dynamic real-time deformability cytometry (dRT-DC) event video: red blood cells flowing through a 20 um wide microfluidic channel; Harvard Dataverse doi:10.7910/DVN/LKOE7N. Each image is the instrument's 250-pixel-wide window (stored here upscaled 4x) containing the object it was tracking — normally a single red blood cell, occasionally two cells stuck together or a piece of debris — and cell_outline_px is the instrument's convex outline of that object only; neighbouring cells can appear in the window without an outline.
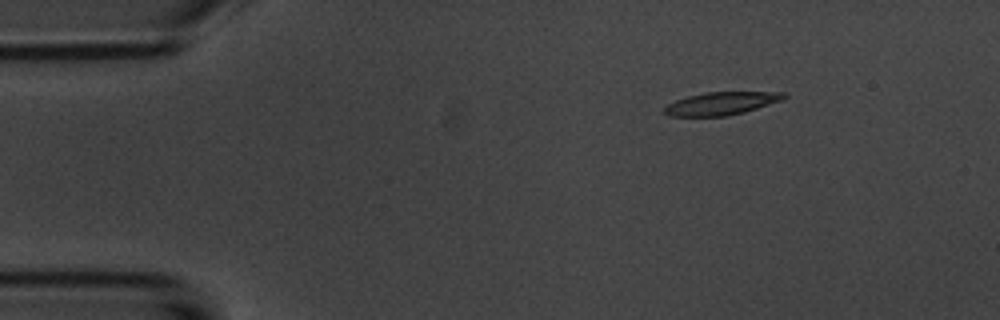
{"species": "common noctule bat (a hibernating species)", "species_latin": "Nyctalus noctula", "temperature_condition": "room temperature", "stored_images_in_passage": 47, "camera_frame_rate_fps": 3000, "um_per_image_px": 0.085, "animal": {"sex": "male", "body_mass_g": 20.1, "forearm_length_mm": 53.5}, "frame": {"image": 1, "passage_image": 1, "time_ms": 0.0, "image_size_px": [1000, 320], "cell_outline_px": [[788, 96], [784, 100], [744, 112], [728, 116], [668, 116], [664, 112], [664, 108], [668, 104], [676, 100], [688, 96], [704, 92], [788, 92]], "centroid_in_image_um": [61.36, 8.79], "position_along_channel_um": 23.6, "area_um2": 16.07}}
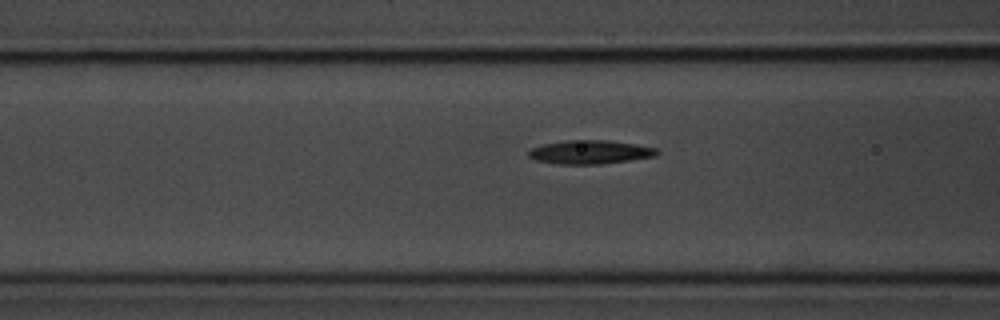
{"frame": {"image": 2, "passage_image": 14, "time_ms": 4.333, "image_size_px": [1000, 320], "cell_outline_px": [[660, 152], [656, 156], [600, 164], [556, 164], [536, 160], [528, 156], [528, 152], [532, 148], [544, 144], [568, 140], [608, 140], [636, 144], [656, 148]], "centroid_in_image_um": [50.17, 12.93], "position_along_channel_um": 116.4, "area_um2": 17.63}}
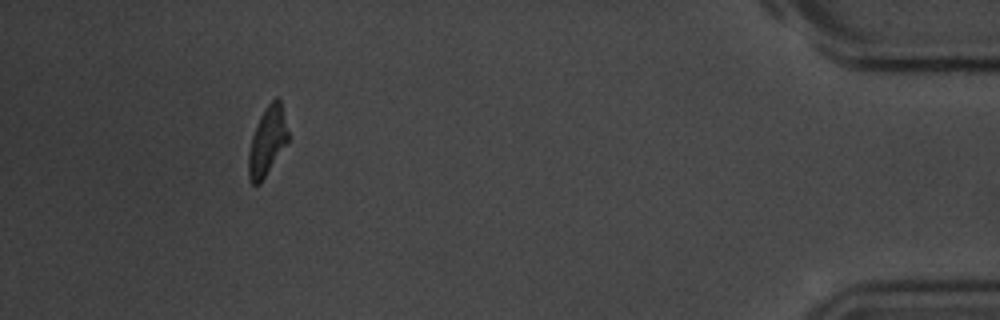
{"frame": {"image": 3, "passage_image": 43, "time_ms": 14.0, "image_size_px": [1000, 320], "cell_outline_px": [[288, 140], [260, 184], [252, 184], [248, 180], [248, 152], [252, 136], [256, 124], [264, 108], [276, 96], [280, 100], [288, 132]], "centroid_in_image_um": [22.68, 12.01], "position_along_channel_um": 412.5, "area_um2": 15.66}, "authors_computed_cell_mechanics": {"area_um2": 16.9354, "velocity_mm_per_s": 3.7043, "shape_relaxation_time_tau1_ms": 3.4445, "shape_relaxation_time_tau2_ms": 7.6666, "deformation_change_tau1": 0.1529, "deformation_change_tau2": 0.1988}}